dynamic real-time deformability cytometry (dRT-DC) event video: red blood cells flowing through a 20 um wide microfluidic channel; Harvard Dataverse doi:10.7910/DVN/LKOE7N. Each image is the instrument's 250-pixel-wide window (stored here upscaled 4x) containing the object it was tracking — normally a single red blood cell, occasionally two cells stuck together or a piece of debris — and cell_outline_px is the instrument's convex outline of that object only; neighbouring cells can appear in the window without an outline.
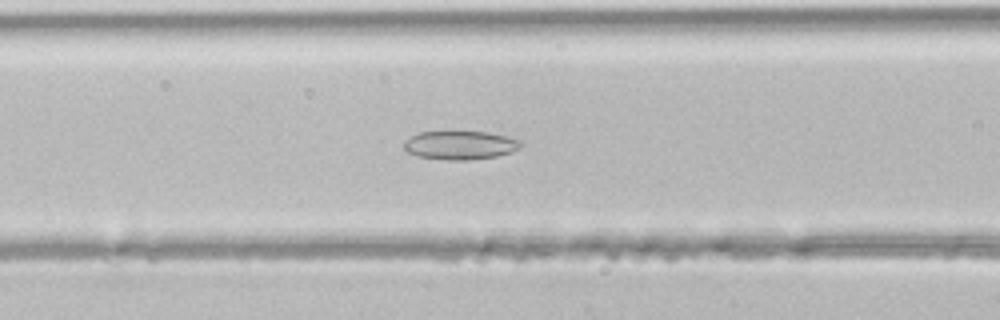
{"species": "common noctule bat (a hibernating species)", "species_latin": "Nyctalus noctula", "temperature_condition": "room temperature", "stored_images_in_passage": 41, "camera_frame_rate_fps": 3000, "um_per_image_px": 0.085, "animal": {"sex": "male", "body_mass_g": 21.5, "forearm_length_mm": 52.0}, "frame": {"image": 1, "passage_image": 14, "time_ms": 4.333, "image_size_px": [1000, 320], "cell_outline_px": [[520, 148], [512, 152], [496, 156], [468, 160], [448, 160], [416, 156], [408, 152], [404, 148], [404, 140], [420, 132], [488, 132], [520, 140]], "centroid_in_image_um": [39.09, 12.35], "position_along_channel_um": 127.5, "area_um2": 19.31}}
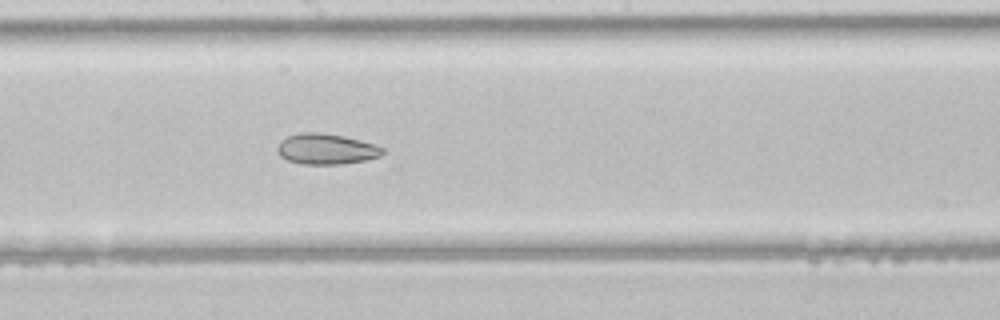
{"frame": {"image": 2, "passage_image": 20, "time_ms": 6.333, "image_size_px": [1000, 320], "cell_outline_px": [[384, 152], [380, 156], [364, 160], [340, 164], [304, 164], [288, 160], [280, 156], [276, 148], [280, 140], [288, 136], [300, 132], [316, 132], [344, 136], [376, 144], [384, 148]], "centroid_in_image_um": [27.72, 12.66], "position_along_channel_um": 220.5, "area_um2": 18.79}}
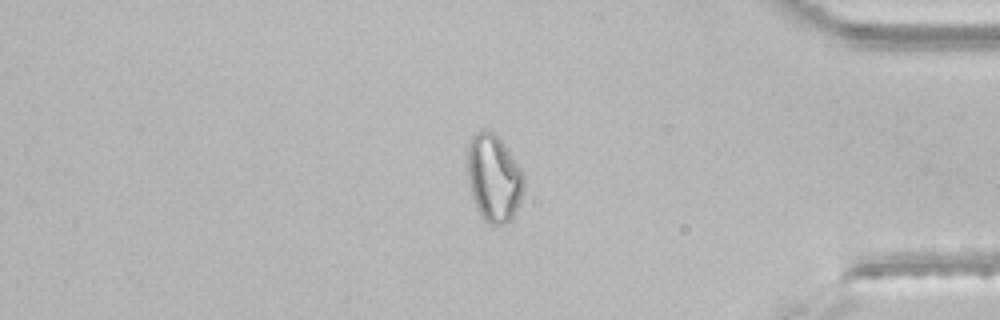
{"frame": {"image": 3, "passage_image": 33, "time_ms": 10.667, "image_size_px": [1000, 320], "cell_outline_px": [[524, 192], [520, 204], [512, 216], [504, 224], [488, 224], [484, 220], [476, 208], [472, 196], [468, 180], [468, 144], [472, 136], [480, 128], [492, 132], [508, 148], [524, 176]], "centroid_in_image_um": [41.97, 15.13], "position_along_channel_um": 393.2, "area_um2": 28.67}}